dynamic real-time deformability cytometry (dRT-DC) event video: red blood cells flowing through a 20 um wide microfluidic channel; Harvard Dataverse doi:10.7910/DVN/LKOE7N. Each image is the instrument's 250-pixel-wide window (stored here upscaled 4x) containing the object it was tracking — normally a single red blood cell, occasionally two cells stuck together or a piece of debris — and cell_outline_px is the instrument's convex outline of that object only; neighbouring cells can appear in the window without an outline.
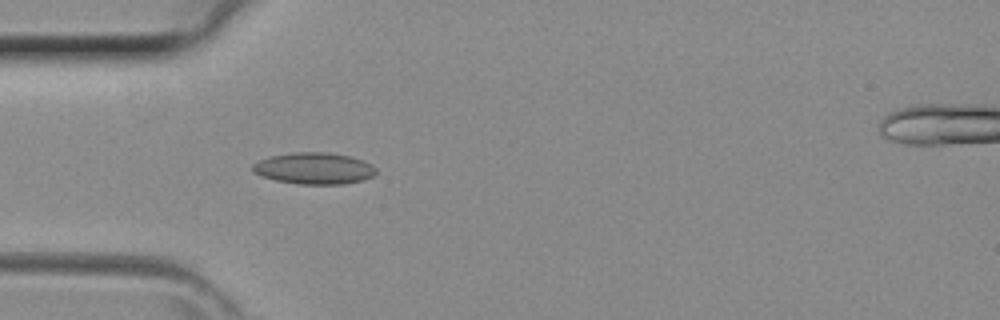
{"species": "common noctule bat (a hibernating species)", "species_latin": "Nyctalus noctula", "temperature_condition": "room temperature", "stored_images_in_passage": 39, "camera_frame_rate_fps": 3000, "um_per_image_px": 0.085, "animal": {"sex": "female", "body_mass_g": 29.2, "forearm_length_mm": 56.3}, "frame": {"image": 1, "passage_image": 12, "time_ms": 3.667, "image_size_px": [1000, 320], "cell_outline_px": [[376, 172], [372, 176], [364, 180], [344, 184], [300, 184], [276, 180], [260, 176], [252, 172], [252, 164], [260, 160], [272, 156], [296, 152], [328, 152], [348, 156], [364, 160], [372, 164], [376, 168]], "centroid_in_image_um": [26.71, 14.31], "position_along_channel_um": 58.3, "area_um2": 22.72}}
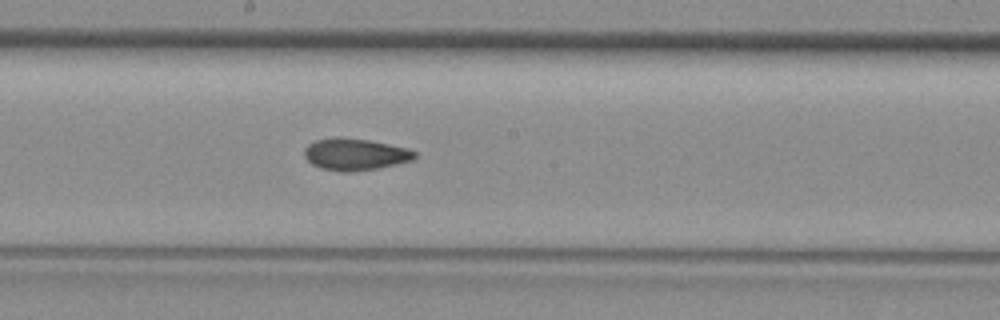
{"frame": {"image": 2, "passage_image": 22, "time_ms": 7.0, "image_size_px": [1000, 320], "cell_outline_px": [[416, 156], [412, 160], [396, 164], [376, 168], [348, 172], [340, 172], [320, 168], [312, 164], [304, 156], [304, 148], [308, 144], [316, 140], [368, 140], [408, 148], [416, 152]], "centroid_in_image_um": [30.2, 13.16], "position_along_channel_um": 218.0, "area_um2": 19.71}}
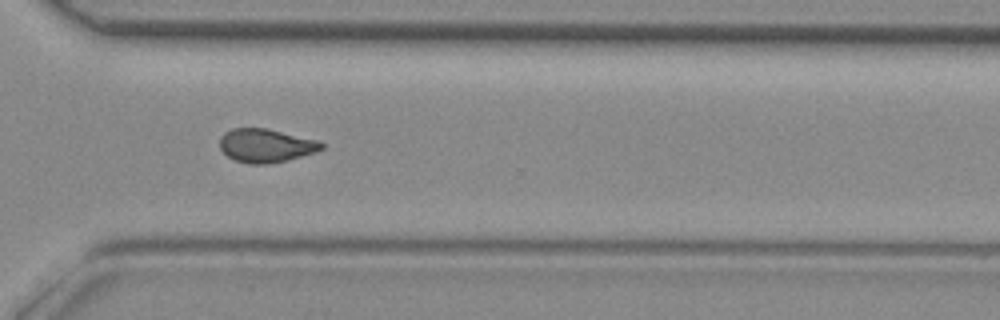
{"frame": {"image": 3, "passage_image": 30, "time_ms": 9.667, "image_size_px": [1000, 320], "cell_outline_px": [[324, 148], [316, 152], [288, 160], [268, 164], [248, 164], [236, 160], [228, 156], [220, 148], [220, 136], [224, 132], [232, 128], [264, 128], [316, 140], [324, 144]], "centroid_in_image_um": [22.58, 12.38], "position_along_channel_um": 348.0, "area_um2": 19.77}}